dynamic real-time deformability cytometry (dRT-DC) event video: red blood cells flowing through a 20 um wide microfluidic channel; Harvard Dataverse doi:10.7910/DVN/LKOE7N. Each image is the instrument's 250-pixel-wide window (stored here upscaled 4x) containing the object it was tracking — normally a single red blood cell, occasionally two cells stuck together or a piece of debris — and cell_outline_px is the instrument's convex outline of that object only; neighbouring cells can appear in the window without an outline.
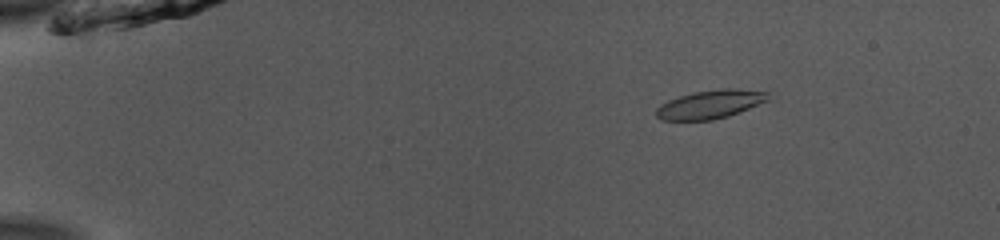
{"species": "common noctule bat (a hibernating species)", "species_latin": "Nyctalus noctula", "temperature_condition": "room temperature", "stored_images_in_passage": 53, "camera_frame_rate_fps": 3000, "um_per_image_px": 0.085, "animal": {"sex": "male", "body_mass_g": 13.0, "forearm_length_mm": 53.1}, "frame": {"image": 1, "passage_image": 9, "time_ms": 2.667, "image_size_px": [1000, 240], "cell_outline_px": [[768, 100], [728, 116], [712, 120], [660, 120], [656, 116], [656, 108], [660, 104], [668, 100], [680, 96], [696, 92], [720, 88], [732, 88], [768, 92]], "centroid_in_image_um": [60.33, 8.87], "position_along_channel_um": 24.7, "area_um2": 18.38}}
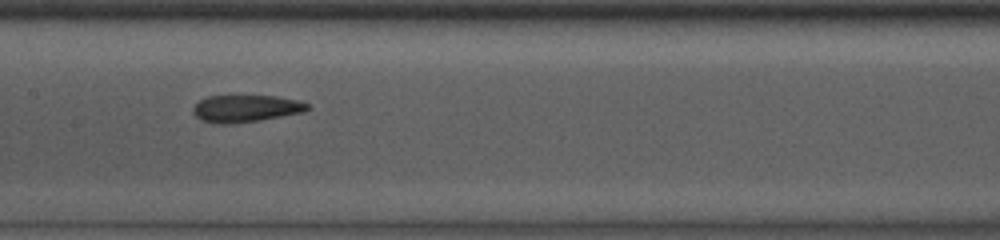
{"frame": {"image": 2, "passage_image": 28, "time_ms": 9.0, "image_size_px": [1000, 240], "cell_outline_px": [[308, 108], [304, 112], [260, 120], [228, 124], [216, 124], [200, 120], [192, 112], [192, 108], [200, 100], [208, 96], [276, 96], [296, 100], [308, 104]], "centroid_in_image_um": [20.85, 9.23], "position_along_channel_um": 186.6, "area_um2": 17.98}}
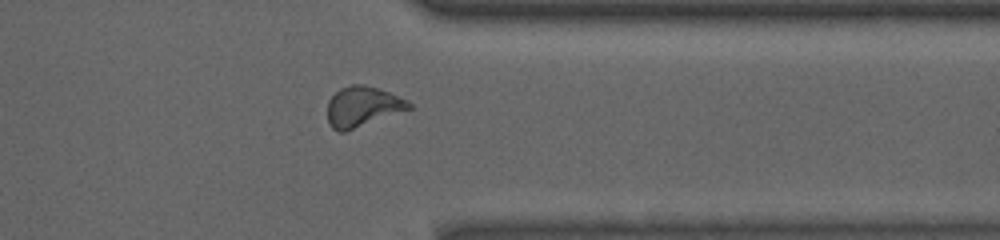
{"frame": {"image": 3, "passage_image": 43, "time_ms": 14.0, "image_size_px": [1000, 240], "cell_outline_px": [[412, 108], [344, 132], [340, 132], [332, 128], [328, 124], [328, 100], [340, 88], [352, 84], [364, 84], [388, 92], [408, 100], [412, 104]], "centroid_in_image_um": [30.8, 9.06], "position_along_channel_um": 380.6, "area_um2": 18.96}, "authors_computed_cell_mechanics": {"area_um2": 18.6694, "velocity_mm_per_s": 3.9207, "shape_relaxation_time_tau1_ms": 4.4807, "shape_relaxation_time_tau2_ms": 1.4862, "deformation_change_tau1": 0.152, "deformation_change_tau2": 0.0777}}